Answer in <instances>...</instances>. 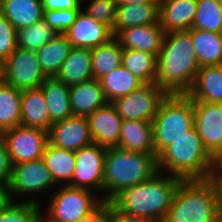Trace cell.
Returning <instances> with one entry per match:
<instances>
[{
	"label": "cell",
	"mask_w": 222,
	"mask_h": 222,
	"mask_svg": "<svg viewBox=\"0 0 222 222\" xmlns=\"http://www.w3.org/2000/svg\"><path fill=\"white\" fill-rule=\"evenodd\" d=\"M199 68L190 32L165 33L157 56L155 83L168 94H186Z\"/></svg>",
	"instance_id": "cell-1"
},
{
	"label": "cell",
	"mask_w": 222,
	"mask_h": 222,
	"mask_svg": "<svg viewBox=\"0 0 222 222\" xmlns=\"http://www.w3.org/2000/svg\"><path fill=\"white\" fill-rule=\"evenodd\" d=\"M180 182V178L158 171L145 182L123 189L111 202L129 215L163 222Z\"/></svg>",
	"instance_id": "cell-2"
},
{
	"label": "cell",
	"mask_w": 222,
	"mask_h": 222,
	"mask_svg": "<svg viewBox=\"0 0 222 222\" xmlns=\"http://www.w3.org/2000/svg\"><path fill=\"white\" fill-rule=\"evenodd\" d=\"M158 172L156 154H145L123 150L119 147L107 148L104 175L103 201H111L123 189L145 182Z\"/></svg>",
	"instance_id": "cell-3"
},
{
	"label": "cell",
	"mask_w": 222,
	"mask_h": 222,
	"mask_svg": "<svg viewBox=\"0 0 222 222\" xmlns=\"http://www.w3.org/2000/svg\"><path fill=\"white\" fill-rule=\"evenodd\" d=\"M212 156L195 128L176 139L157 156L158 171L181 180L211 178Z\"/></svg>",
	"instance_id": "cell-4"
},
{
	"label": "cell",
	"mask_w": 222,
	"mask_h": 222,
	"mask_svg": "<svg viewBox=\"0 0 222 222\" xmlns=\"http://www.w3.org/2000/svg\"><path fill=\"white\" fill-rule=\"evenodd\" d=\"M163 222H219L214 178L181 180Z\"/></svg>",
	"instance_id": "cell-5"
},
{
	"label": "cell",
	"mask_w": 222,
	"mask_h": 222,
	"mask_svg": "<svg viewBox=\"0 0 222 222\" xmlns=\"http://www.w3.org/2000/svg\"><path fill=\"white\" fill-rule=\"evenodd\" d=\"M155 154L194 128L193 100L187 94H168L152 120Z\"/></svg>",
	"instance_id": "cell-6"
},
{
	"label": "cell",
	"mask_w": 222,
	"mask_h": 222,
	"mask_svg": "<svg viewBox=\"0 0 222 222\" xmlns=\"http://www.w3.org/2000/svg\"><path fill=\"white\" fill-rule=\"evenodd\" d=\"M60 187V188H59ZM50 196L43 222H76L93 212L102 202L95 192L61 185Z\"/></svg>",
	"instance_id": "cell-7"
},
{
	"label": "cell",
	"mask_w": 222,
	"mask_h": 222,
	"mask_svg": "<svg viewBox=\"0 0 222 222\" xmlns=\"http://www.w3.org/2000/svg\"><path fill=\"white\" fill-rule=\"evenodd\" d=\"M47 78L34 51L17 47L1 64L0 79L19 91L40 88Z\"/></svg>",
	"instance_id": "cell-8"
},
{
	"label": "cell",
	"mask_w": 222,
	"mask_h": 222,
	"mask_svg": "<svg viewBox=\"0 0 222 222\" xmlns=\"http://www.w3.org/2000/svg\"><path fill=\"white\" fill-rule=\"evenodd\" d=\"M167 95L156 83H144L130 94L111 103L123 120L152 122Z\"/></svg>",
	"instance_id": "cell-9"
},
{
	"label": "cell",
	"mask_w": 222,
	"mask_h": 222,
	"mask_svg": "<svg viewBox=\"0 0 222 222\" xmlns=\"http://www.w3.org/2000/svg\"><path fill=\"white\" fill-rule=\"evenodd\" d=\"M5 141L12 165L35 161L43 157L49 142V133L43 129L15 126L1 134Z\"/></svg>",
	"instance_id": "cell-10"
},
{
	"label": "cell",
	"mask_w": 222,
	"mask_h": 222,
	"mask_svg": "<svg viewBox=\"0 0 222 222\" xmlns=\"http://www.w3.org/2000/svg\"><path fill=\"white\" fill-rule=\"evenodd\" d=\"M107 148L92 143L75 151V170L69 186L103 193L104 162ZM99 192V193H98Z\"/></svg>",
	"instance_id": "cell-11"
},
{
	"label": "cell",
	"mask_w": 222,
	"mask_h": 222,
	"mask_svg": "<svg viewBox=\"0 0 222 222\" xmlns=\"http://www.w3.org/2000/svg\"><path fill=\"white\" fill-rule=\"evenodd\" d=\"M8 185L13 201H15L14 197L17 199V197L23 195L24 197H31L36 194L37 197L38 193L42 192L44 194L45 191L47 192L50 189L49 187L54 189L58 186L42 158L14 164Z\"/></svg>",
	"instance_id": "cell-12"
},
{
	"label": "cell",
	"mask_w": 222,
	"mask_h": 222,
	"mask_svg": "<svg viewBox=\"0 0 222 222\" xmlns=\"http://www.w3.org/2000/svg\"><path fill=\"white\" fill-rule=\"evenodd\" d=\"M194 128L213 156L222 146V104L193 101Z\"/></svg>",
	"instance_id": "cell-13"
},
{
	"label": "cell",
	"mask_w": 222,
	"mask_h": 222,
	"mask_svg": "<svg viewBox=\"0 0 222 222\" xmlns=\"http://www.w3.org/2000/svg\"><path fill=\"white\" fill-rule=\"evenodd\" d=\"M63 34L73 47L87 49L106 44L114 38L112 29L108 25L94 20L83 9Z\"/></svg>",
	"instance_id": "cell-14"
},
{
	"label": "cell",
	"mask_w": 222,
	"mask_h": 222,
	"mask_svg": "<svg viewBox=\"0 0 222 222\" xmlns=\"http://www.w3.org/2000/svg\"><path fill=\"white\" fill-rule=\"evenodd\" d=\"M48 133L52 145L74 152L93 143L85 116L71 115L57 121L51 125Z\"/></svg>",
	"instance_id": "cell-15"
},
{
	"label": "cell",
	"mask_w": 222,
	"mask_h": 222,
	"mask_svg": "<svg viewBox=\"0 0 222 222\" xmlns=\"http://www.w3.org/2000/svg\"><path fill=\"white\" fill-rule=\"evenodd\" d=\"M87 119L93 143L104 148L118 147L123 119L112 103L97 108Z\"/></svg>",
	"instance_id": "cell-16"
},
{
	"label": "cell",
	"mask_w": 222,
	"mask_h": 222,
	"mask_svg": "<svg viewBox=\"0 0 222 222\" xmlns=\"http://www.w3.org/2000/svg\"><path fill=\"white\" fill-rule=\"evenodd\" d=\"M164 36L165 32L158 22L121 29L114 38L123 49L140 50L153 54L157 58Z\"/></svg>",
	"instance_id": "cell-17"
},
{
	"label": "cell",
	"mask_w": 222,
	"mask_h": 222,
	"mask_svg": "<svg viewBox=\"0 0 222 222\" xmlns=\"http://www.w3.org/2000/svg\"><path fill=\"white\" fill-rule=\"evenodd\" d=\"M197 0H160L159 24L165 33L193 27Z\"/></svg>",
	"instance_id": "cell-18"
},
{
	"label": "cell",
	"mask_w": 222,
	"mask_h": 222,
	"mask_svg": "<svg viewBox=\"0 0 222 222\" xmlns=\"http://www.w3.org/2000/svg\"><path fill=\"white\" fill-rule=\"evenodd\" d=\"M186 94L193 101L222 104V65L200 67Z\"/></svg>",
	"instance_id": "cell-19"
},
{
	"label": "cell",
	"mask_w": 222,
	"mask_h": 222,
	"mask_svg": "<svg viewBox=\"0 0 222 222\" xmlns=\"http://www.w3.org/2000/svg\"><path fill=\"white\" fill-rule=\"evenodd\" d=\"M69 97L73 115L85 117L109 103L97 79L70 86Z\"/></svg>",
	"instance_id": "cell-20"
},
{
	"label": "cell",
	"mask_w": 222,
	"mask_h": 222,
	"mask_svg": "<svg viewBox=\"0 0 222 222\" xmlns=\"http://www.w3.org/2000/svg\"><path fill=\"white\" fill-rule=\"evenodd\" d=\"M118 147L127 151L155 154L152 122L123 120Z\"/></svg>",
	"instance_id": "cell-21"
},
{
	"label": "cell",
	"mask_w": 222,
	"mask_h": 222,
	"mask_svg": "<svg viewBox=\"0 0 222 222\" xmlns=\"http://www.w3.org/2000/svg\"><path fill=\"white\" fill-rule=\"evenodd\" d=\"M55 78L69 87L94 79L91 49L73 47Z\"/></svg>",
	"instance_id": "cell-22"
},
{
	"label": "cell",
	"mask_w": 222,
	"mask_h": 222,
	"mask_svg": "<svg viewBox=\"0 0 222 222\" xmlns=\"http://www.w3.org/2000/svg\"><path fill=\"white\" fill-rule=\"evenodd\" d=\"M52 124L42 89L22 91L21 125L49 132Z\"/></svg>",
	"instance_id": "cell-23"
},
{
	"label": "cell",
	"mask_w": 222,
	"mask_h": 222,
	"mask_svg": "<svg viewBox=\"0 0 222 222\" xmlns=\"http://www.w3.org/2000/svg\"><path fill=\"white\" fill-rule=\"evenodd\" d=\"M160 1L146 4H121L117 5L115 22L112 33L119 30L139 25H149L159 22Z\"/></svg>",
	"instance_id": "cell-24"
},
{
	"label": "cell",
	"mask_w": 222,
	"mask_h": 222,
	"mask_svg": "<svg viewBox=\"0 0 222 222\" xmlns=\"http://www.w3.org/2000/svg\"><path fill=\"white\" fill-rule=\"evenodd\" d=\"M200 67L222 65V33L197 28L188 30Z\"/></svg>",
	"instance_id": "cell-25"
},
{
	"label": "cell",
	"mask_w": 222,
	"mask_h": 222,
	"mask_svg": "<svg viewBox=\"0 0 222 222\" xmlns=\"http://www.w3.org/2000/svg\"><path fill=\"white\" fill-rule=\"evenodd\" d=\"M0 12L17 30L43 19L41 0H1Z\"/></svg>",
	"instance_id": "cell-26"
},
{
	"label": "cell",
	"mask_w": 222,
	"mask_h": 222,
	"mask_svg": "<svg viewBox=\"0 0 222 222\" xmlns=\"http://www.w3.org/2000/svg\"><path fill=\"white\" fill-rule=\"evenodd\" d=\"M72 44L64 34H57L40 49L35 50L37 60L48 78L56 77L62 63L68 57Z\"/></svg>",
	"instance_id": "cell-27"
},
{
	"label": "cell",
	"mask_w": 222,
	"mask_h": 222,
	"mask_svg": "<svg viewBox=\"0 0 222 222\" xmlns=\"http://www.w3.org/2000/svg\"><path fill=\"white\" fill-rule=\"evenodd\" d=\"M40 88L43 91L52 123L73 115L70 105L69 86L53 77L47 78Z\"/></svg>",
	"instance_id": "cell-28"
},
{
	"label": "cell",
	"mask_w": 222,
	"mask_h": 222,
	"mask_svg": "<svg viewBox=\"0 0 222 222\" xmlns=\"http://www.w3.org/2000/svg\"><path fill=\"white\" fill-rule=\"evenodd\" d=\"M42 159L57 185H68L72 181L76 165L74 151L56 147L48 142Z\"/></svg>",
	"instance_id": "cell-29"
},
{
	"label": "cell",
	"mask_w": 222,
	"mask_h": 222,
	"mask_svg": "<svg viewBox=\"0 0 222 222\" xmlns=\"http://www.w3.org/2000/svg\"><path fill=\"white\" fill-rule=\"evenodd\" d=\"M109 103L128 95L144 83L123 65L98 79Z\"/></svg>",
	"instance_id": "cell-30"
},
{
	"label": "cell",
	"mask_w": 222,
	"mask_h": 222,
	"mask_svg": "<svg viewBox=\"0 0 222 222\" xmlns=\"http://www.w3.org/2000/svg\"><path fill=\"white\" fill-rule=\"evenodd\" d=\"M21 93L0 79V133L21 125Z\"/></svg>",
	"instance_id": "cell-31"
},
{
	"label": "cell",
	"mask_w": 222,
	"mask_h": 222,
	"mask_svg": "<svg viewBox=\"0 0 222 222\" xmlns=\"http://www.w3.org/2000/svg\"><path fill=\"white\" fill-rule=\"evenodd\" d=\"M122 54L123 48L115 38H112L106 44L91 49L94 79L98 80L100 77L121 66Z\"/></svg>",
	"instance_id": "cell-32"
},
{
	"label": "cell",
	"mask_w": 222,
	"mask_h": 222,
	"mask_svg": "<svg viewBox=\"0 0 222 222\" xmlns=\"http://www.w3.org/2000/svg\"><path fill=\"white\" fill-rule=\"evenodd\" d=\"M122 65L143 83H155L157 58L153 54L135 49H123Z\"/></svg>",
	"instance_id": "cell-33"
},
{
	"label": "cell",
	"mask_w": 222,
	"mask_h": 222,
	"mask_svg": "<svg viewBox=\"0 0 222 222\" xmlns=\"http://www.w3.org/2000/svg\"><path fill=\"white\" fill-rule=\"evenodd\" d=\"M51 26L43 19L17 30V47L23 50L35 51L57 35Z\"/></svg>",
	"instance_id": "cell-34"
},
{
	"label": "cell",
	"mask_w": 222,
	"mask_h": 222,
	"mask_svg": "<svg viewBox=\"0 0 222 222\" xmlns=\"http://www.w3.org/2000/svg\"><path fill=\"white\" fill-rule=\"evenodd\" d=\"M40 204L35 197L13 201L0 212V222H43Z\"/></svg>",
	"instance_id": "cell-35"
},
{
	"label": "cell",
	"mask_w": 222,
	"mask_h": 222,
	"mask_svg": "<svg viewBox=\"0 0 222 222\" xmlns=\"http://www.w3.org/2000/svg\"><path fill=\"white\" fill-rule=\"evenodd\" d=\"M192 28L222 33L221 1L197 0V11Z\"/></svg>",
	"instance_id": "cell-36"
},
{
	"label": "cell",
	"mask_w": 222,
	"mask_h": 222,
	"mask_svg": "<svg viewBox=\"0 0 222 222\" xmlns=\"http://www.w3.org/2000/svg\"><path fill=\"white\" fill-rule=\"evenodd\" d=\"M84 11L94 20L108 25L113 30L117 3L115 0H90Z\"/></svg>",
	"instance_id": "cell-37"
},
{
	"label": "cell",
	"mask_w": 222,
	"mask_h": 222,
	"mask_svg": "<svg viewBox=\"0 0 222 222\" xmlns=\"http://www.w3.org/2000/svg\"><path fill=\"white\" fill-rule=\"evenodd\" d=\"M17 48V29L0 12V65Z\"/></svg>",
	"instance_id": "cell-38"
},
{
	"label": "cell",
	"mask_w": 222,
	"mask_h": 222,
	"mask_svg": "<svg viewBox=\"0 0 222 222\" xmlns=\"http://www.w3.org/2000/svg\"><path fill=\"white\" fill-rule=\"evenodd\" d=\"M80 10H43V20L58 34H63L76 20Z\"/></svg>",
	"instance_id": "cell-39"
},
{
	"label": "cell",
	"mask_w": 222,
	"mask_h": 222,
	"mask_svg": "<svg viewBox=\"0 0 222 222\" xmlns=\"http://www.w3.org/2000/svg\"><path fill=\"white\" fill-rule=\"evenodd\" d=\"M12 166L5 141L0 137V183L9 184Z\"/></svg>",
	"instance_id": "cell-40"
},
{
	"label": "cell",
	"mask_w": 222,
	"mask_h": 222,
	"mask_svg": "<svg viewBox=\"0 0 222 222\" xmlns=\"http://www.w3.org/2000/svg\"><path fill=\"white\" fill-rule=\"evenodd\" d=\"M84 1V0H83ZM82 0H41L43 10H81Z\"/></svg>",
	"instance_id": "cell-41"
},
{
	"label": "cell",
	"mask_w": 222,
	"mask_h": 222,
	"mask_svg": "<svg viewBox=\"0 0 222 222\" xmlns=\"http://www.w3.org/2000/svg\"><path fill=\"white\" fill-rule=\"evenodd\" d=\"M109 222H154L145 218L129 215L119 210L109 201Z\"/></svg>",
	"instance_id": "cell-42"
},
{
	"label": "cell",
	"mask_w": 222,
	"mask_h": 222,
	"mask_svg": "<svg viewBox=\"0 0 222 222\" xmlns=\"http://www.w3.org/2000/svg\"><path fill=\"white\" fill-rule=\"evenodd\" d=\"M76 222H109V201H103L93 212Z\"/></svg>",
	"instance_id": "cell-43"
},
{
	"label": "cell",
	"mask_w": 222,
	"mask_h": 222,
	"mask_svg": "<svg viewBox=\"0 0 222 222\" xmlns=\"http://www.w3.org/2000/svg\"><path fill=\"white\" fill-rule=\"evenodd\" d=\"M222 177V146L212 156L211 178Z\"/></svg>",
	"instance_id": "cell-44"
},
{
	"label": "cell",
	"mask_w": 222,
	"mask_h": 222,
	"mask_svg": "<svg viewBox=\"0 0 222 222\" xmlns=\"http://www.w3.org/2000/svg\"><path fill=\"white\" fill-rule=\"evenodd\" d=\"M12 202L9 185L0 183V212Z\"/></svg>",
	"instance_id": "cell-45"
},
{
	"label": "cell",
	"mask_w": 222,
	"mask_h": 222,
	"mask_svg": "<svg viewBox=\"0 0 222 222\" xmlns=\"http://www.w3.org/2000/svg\"><path fill=\"white\" fill-rule=\"evenodd\" d=\"M214 182L218 194L219 222H222V177L215 178Z\"/></svg>",
	"instance_id": "cell-46"
},
{
	"label": "cell",
	"mask_w": 222,
	"mask_h": 222,
	"mask_svg": "<svg viewBox=\"0 0 222 222\" xmlns=\"http://www.w3.org/2000/svg\"><path fill=\"white\" fill-rule=\"evenodd\" d=\"M117 5L121 4H146V3H153L155 1L160 0H115Z\"/></svg>",
	"instance_id": "cell-47"
}]
</instances>
